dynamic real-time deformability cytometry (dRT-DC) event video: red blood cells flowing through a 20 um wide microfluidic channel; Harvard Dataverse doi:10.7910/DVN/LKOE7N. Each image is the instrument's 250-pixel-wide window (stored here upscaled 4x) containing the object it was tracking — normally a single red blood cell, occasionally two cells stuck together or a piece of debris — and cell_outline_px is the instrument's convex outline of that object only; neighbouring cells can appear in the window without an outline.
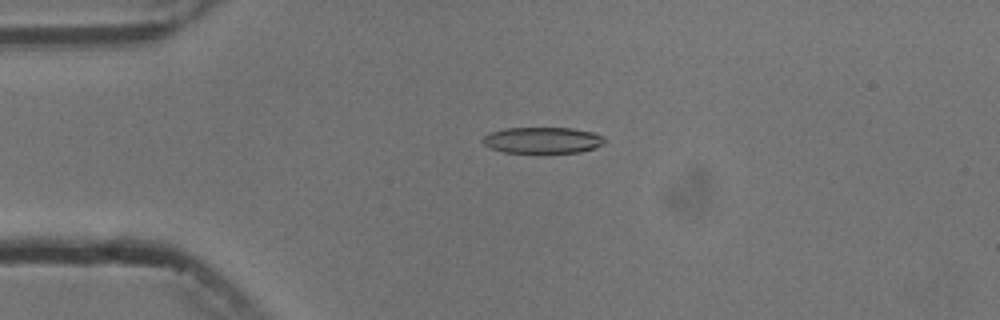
{"species": "common noctule bat (a hibernating species)", "species_latin": "Nyctalus noctula", "temperature_condition": "cold", "stored_images_in_passage": 4, "camera_frame_rate_fps": 3000, "um_per_image_px": 0.085, "animal": {"sex": "male", "body_mass_g": 13.3}, "frame": {"image": 1, "passage_image": 3, "time_ms": 2.333, "image_size_px": [1000, 320], "cell_outline_px": [[604, 144], [596, 148], [580, 152], [504, 152], [488, 148], [480, 140], [488, 132], [504, 128], [572, 128], [592, 132], [604, 136]], "centroid_in_image_um": [46.08, 11.91], "position_along_channel_um": 38.9, "area_um2": 18.73}}